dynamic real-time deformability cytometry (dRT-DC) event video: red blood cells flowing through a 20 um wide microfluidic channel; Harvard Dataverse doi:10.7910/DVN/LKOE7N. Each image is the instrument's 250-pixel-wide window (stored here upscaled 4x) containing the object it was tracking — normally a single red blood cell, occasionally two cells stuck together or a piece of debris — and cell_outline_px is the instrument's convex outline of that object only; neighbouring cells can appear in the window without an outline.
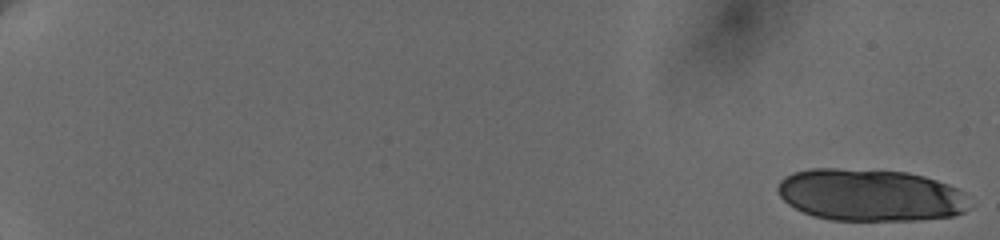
{"species": "human", "species_latin": "Homo sapiens", "temperature_condition": "cold", "stored_images_in_passage": 10, "camera_frame_rate_fps": 3000, "um_per_image_px": 0.085, "donor": {"sex": "female"}, "frame": {"image": 1, "passage_image": 1, "time_ms": 0.0, "image_size_px": [1000, 240], "cell_outline_px": [[976, 204], [964, 212], [952, 216], [920, 220], [832, 220], [812, 216], [788, 204], [780, 196], [776, 188], [780, 180], [784, 176], [792, 172], [812, 168], [836, 168], [908, 172], [924, 176], [948, 184], [964, 192]], "centroid_in_image_um": [74.02, 16.58], "position_along_channel_um": 11.0, "area_um2": 59.01}}
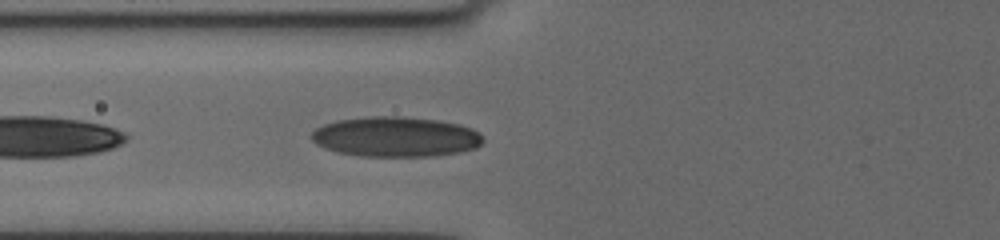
{"frame": {"image": 2, "passage_image": 10, "time_ms": 8.667, "image_size_px": [1000, 240], "cell_outline_px": [[484, 140], [476, 148], [460, 152], [432, 156], [364, 156], [340, 152], [316, 144], [312, 140], [312, 132], [316, 128], [324, 124], [336, 120], [372, 116], [400, 116], [436, 120], [460, 124], [472, 128], [480, 132], [484, 136]], "centroid_in_image_um": [33.68, 11.62], "position_along_channel_um": 92.1, "area_um2": 40.0}}